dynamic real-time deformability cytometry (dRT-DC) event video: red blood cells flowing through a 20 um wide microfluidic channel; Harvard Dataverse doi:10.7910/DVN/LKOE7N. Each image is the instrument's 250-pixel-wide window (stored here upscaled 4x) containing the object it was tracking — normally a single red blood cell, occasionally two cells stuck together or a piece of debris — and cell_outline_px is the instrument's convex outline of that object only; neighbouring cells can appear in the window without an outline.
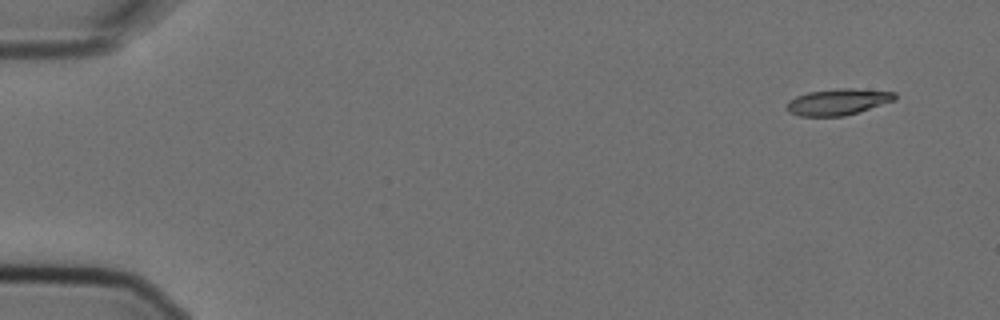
{"species": "Egyptian fruit bat (a non-hibernating species)", "species_latin": "Rousettus aegyptiacus", "temperature_condition": "cold", "stored_images_in_passage": 4, "camera_frame_rate_fps": 3000, "um_per_image_px": 0.085, "animal": {"sex": "female"}, "frame": {"image": 1, "passage_image": 1, "time_ms": 0.0, "image_size_px": [1000, 320], "cell_outline_px": [[896, 100], [844, 116], [800, 116], [788, 112], [788, 100], [796, 96], [808, 92], [836, 88], [852, 88], [896, 92]], "centroid_in_image_um": [71.23, 8.65], "position_along_channel_um": 13.8, "area_um2": 16.53}}
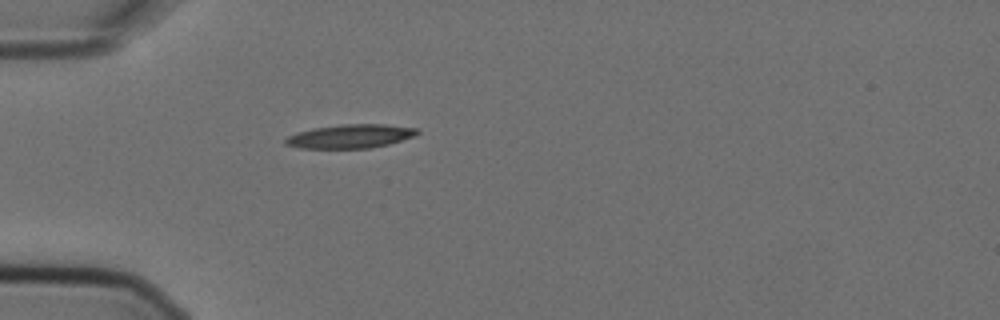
{"frame": {"image": 2, "passage_image": 4, "time_ms": 1.0, "image_size_px": [1000, 320], "cell_outline_px": [[420, 132], [416, 136], [388, 144], [368, 148], [300, 148], [284, 144], [284, 140], [288, 136], [296, 132], [312, 128], [340, 124], [384, 124], [416, 128]], "centroid_in_image_um": [29.76, 11.57], "position_along_channel_um": 55.2, "area_um2": 18.32}}